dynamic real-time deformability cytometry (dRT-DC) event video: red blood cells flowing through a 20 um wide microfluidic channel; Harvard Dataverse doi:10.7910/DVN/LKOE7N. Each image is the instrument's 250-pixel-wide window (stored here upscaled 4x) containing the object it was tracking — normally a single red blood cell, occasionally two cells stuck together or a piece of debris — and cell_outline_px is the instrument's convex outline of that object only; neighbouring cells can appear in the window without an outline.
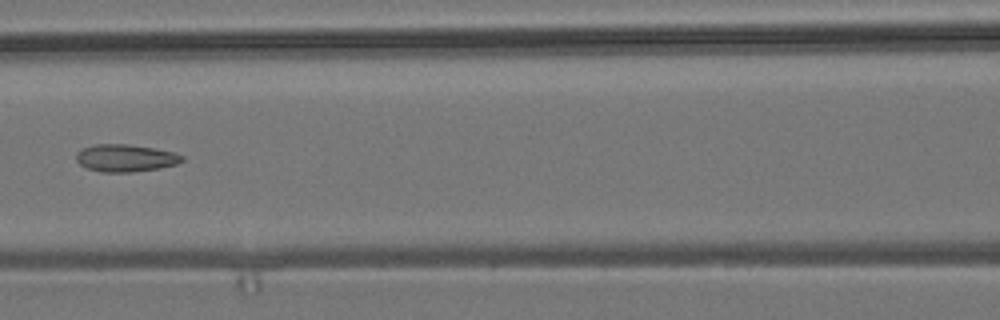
{"species": "common noctule bat (a hibernating species)", "species_latin": "Nyctalus noctula", "temperature_condition": "room temperature", "stored_images_in_passage": 8, "camera_frame_rate_fps": 3000, "um_per_image_px": 0.085, "animal": {"sex": "male", "body_mass_g": 19.2, "forearm_length_mm": 51.8}, "frame": {"image": 1, "passage_image": 8, "time_ms": 2.333, "image_size_px": [1000, 320], "cell_outline_px": [[184, 160], [176, 164], [160, 168], [132, 172], [100, 172], [88, 168], [80, 164], [76, 160], [76, 152], [80, 148], [96, 144], [128, 144], [176, 152], [184, 156]], "centroid_in_image_um": [10.66, 13.43], "position_along_channel_um": 155.9, "area_um2": 16.99}}